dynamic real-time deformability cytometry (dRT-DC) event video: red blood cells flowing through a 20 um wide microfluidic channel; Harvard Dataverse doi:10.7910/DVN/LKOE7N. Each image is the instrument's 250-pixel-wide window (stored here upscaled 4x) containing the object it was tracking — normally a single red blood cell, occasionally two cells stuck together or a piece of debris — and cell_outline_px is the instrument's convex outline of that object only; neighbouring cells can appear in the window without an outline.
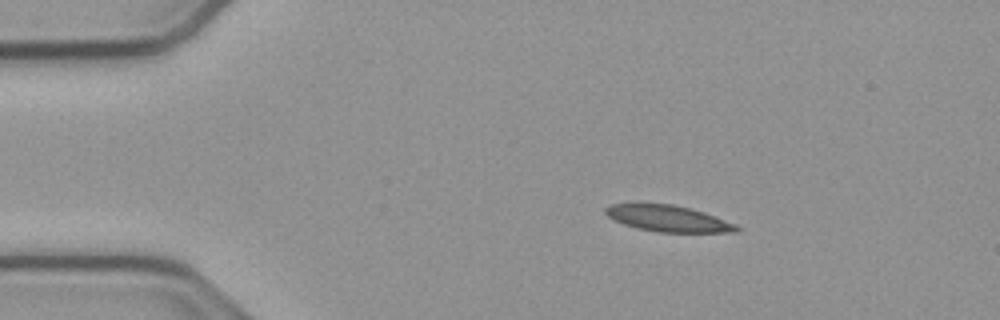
{"species": "common noctule bat (a hibernating species)", "species_latin": "Nyctalus noctula", "temperature_condition": "cold", "stored_images_in_passage": 46, "camera_frame_rate_fps": 3000, "um_per_image_px": 0.085, "animal": {"sex": "male", "body_mass_g": 23.1, "forearm_length_mm": 52.7}, "frame": {"image": 1, "passage_image": 1, "time_ms": 0.0, "image_size_px": [1000, 320], "cell_outline_px": [[740, 228], [736, 232], [656, 232], [636, 228], [624, 224], [608, 216], [604, 212], [604, 208], [612, 204], [672, 204], [704, 212], [736, 224]], "centroid_in_image_um": [56.79, 18.58], "position_along_channel_um": 28.2, "area_um2": 19.83}}
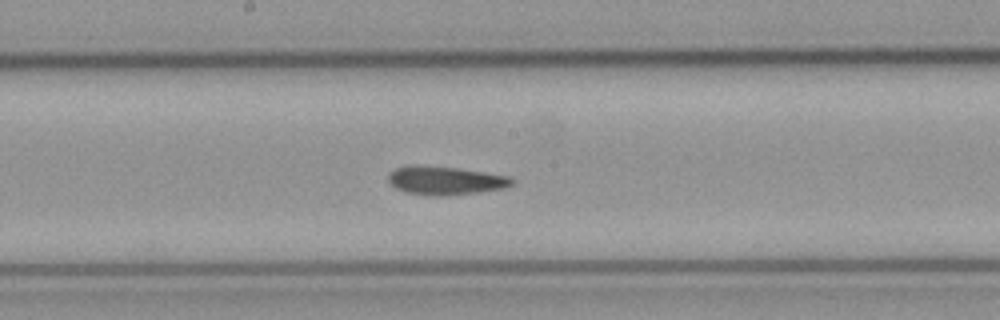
{"frame": {"image": 2, "passage_image": 20, "time_ms": 6.333, "image_size_px": [1000, 320], "cell_outline_px": [[516, 180], [512, 184], [504, 188], [480, 192], [448, 196], [428, 196], [404, 192], [396, 188], [388, 180], [388, 176], [396, 168], [456, 168], [484, 172], [508, 176]], "centroid_in_image_um": [37.94, 15.41], "position_along_channel_um": 210.3, "area_um2": 19.77}}
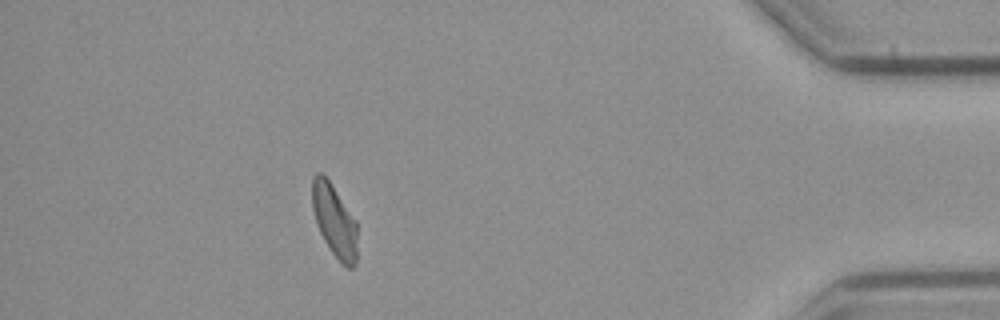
{"frame": {"image": 3, "passage_image": 40, "time_ms": 13.0, "image_size_px": [1000, 320], "cell_outline_px": [[356, 260], [352, 268], [348, 268], [332, 252], [324, 240], [316, 224], [312, 208], [312, 176], [316, 172], [320, 172], [328, 180], [356, 220]], "centroid_in_image_um": [28.4, 18.73], "position_along_channel_um": 406.8, "area_um2": 18.67}, "authors_computed_cell_mechanics": {"area_um2": 19.9988, "velocity_mm_per_s": 3.7793, "shape_relaxation_time_tau1_ms": null, "shape_relaxation_time_tau2_ms": 7.632, "deformation_change_tau1": null, "deformation_change_tau2": 0.1418}}